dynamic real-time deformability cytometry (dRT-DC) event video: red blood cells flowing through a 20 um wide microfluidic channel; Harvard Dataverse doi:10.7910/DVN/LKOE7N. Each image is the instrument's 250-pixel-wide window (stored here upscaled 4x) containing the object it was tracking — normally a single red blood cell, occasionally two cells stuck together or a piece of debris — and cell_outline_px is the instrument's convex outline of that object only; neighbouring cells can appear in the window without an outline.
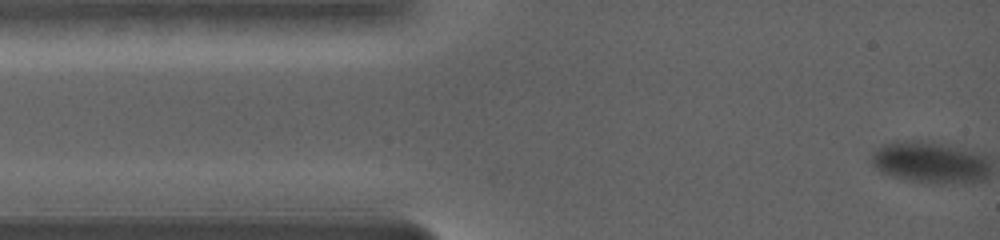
{"species": "common noctule bat (a hibernating species)", "species_latin": "Nyctalus noctula", "temperature_condition": "warm", "stored_images_in_passage": 20, "camera_frame_rate_fps": 5000, "um_per_image_px": 0.085, "animal": {"sex": "female", "body_mass_g": 19.0, "forearm_length_mm": 56.7}, "frame": {"image": 1, "passage_image": 1, "time_ms": 0.0, "image_size_px": [1000, 240], "cell_outline_px": [[984, 172], [980, 176], [952, 180], [920, 180], [896, 176], [880, 168], [876, 164], [876, 156], [892, 140], [928, 136], [972, 156], [980, 160], [984, 168]], "centroid_in_image_um": [78.83, 13.63], "position_along_channel_um": 6.2, "area_um2": 24.91}}
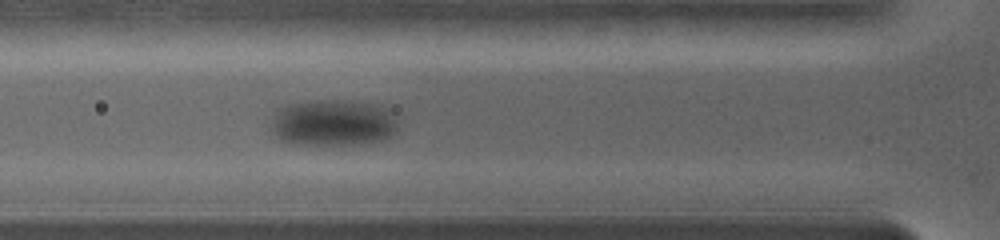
{"frame": {"image": 2, "passage_image": 15, "time_ms": 5.2, "image_size_px": [1000, 240], "cell_outline_px": [[388, 136], [376, 140], [348, 144], [292, 144], [284, 140], [280, 136], [280, 124], [284, 112], [292, 108], [352, 108], [376, 120], [384, 128]], "centroid_in_image_um": [27.97, 10.76], "position_along_channel_um": 97.8, "area_um2": 23.81}}
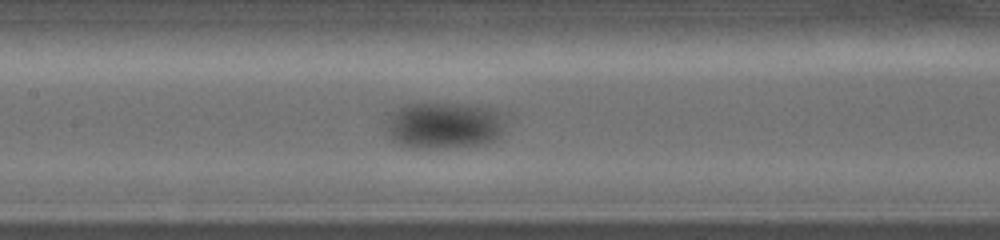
{"frame": {"image": 3, "passage_image": 20, "time_ms": 7.4, "image_size_px": [1000, 240], "cell_outline_px": [[492, 140], [484, 144], [456, 148], [408, 148], [400, 144], [396, 140], [392, 132], [400, 112], [404, 108], [416, 104], [424, 104], [468, 108], [484, 116], [492, 132]], "centroid_in_image_um": [37.46, 10.83], "position_along_channel_um": 169.9, "area_um2": 26.3}}